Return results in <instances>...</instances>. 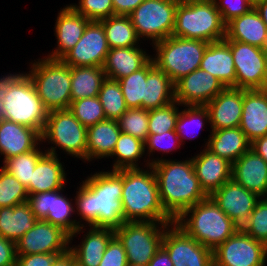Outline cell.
Returning a JSON list of instances; mask_svg holds the SVG:
<instances>
[{
    "label": "cell",
    "mask_w": 267,
    "mask_h": 266,
    "mask_svg": "<svg viewBox=\"0 0 267 266\" xmlns=\"http://www.w3.org/2000/svg\"><path fill=\"white\" fill-rule=\"evenodd\" d=\"M98 98L106 119L118 120L129 109L118 80L106 78L102 83Z\"/></svg>",
    "instance_id": "60d3db41"
},
{
    "label": "cell",
    "mask_w": 267,
    "mask_h": 266,
    "mask_svg": "<svg viewBox=\"0 0 267 266\" xmlns=\"http://www.w3.org/2000/svg\"><path fill=\"white\" fill-rule=\"evenodd\" d=\"M206 124L207 126L210 125V116L208 109L205 106H183L179 111L175 128V131L181 141L182 146L184 147L183 144L186 142V139L187 141L194 140L193 138L196 139V137H198L197 131H199L200 129L203 130Z\"/></svg>",
    "instance_id": "f35d334b"
},
{
    "label": "cell",
    "mask_w": 267,
    "mask_h": 266,
    "mask_svg": "<svg viewBox=\"0 0 267 266\" xmlns=\"http://www.w3.org/2000/svg\"><path fill=\"white\" fill-rule=\"evenodd\" d=\"M210 197L239 228L248 221L261 199L259 195L239 185L232 178L215 190Z\"/></svg>",
    "instance_id": "d6986e66"
},
{
    "label": "cell",
    "mask_w": 267,
    "mask_h": 266,
    "mask_svg": "<svg viewBox=\"0 0 267 266\" xmlns=\"http://www.w3.org/2000/svg\"><path fill=\"white\" fill-rule=\"evenodd\" d=\"M42 144L48 143L46 153L79 159L86 163L87 128L84 127L69 109L52 110L48 112L46 125L41 134ZM53 145V146H52ZM58 149V150H57Z\"/></svg>",
    "instance_id": "ba28073f"
},
{
    "label": "cell",
    "mask_w": 267,
    "mask_h": 266,
    "mask_svg": "<svg viewBox=\"0 0 267 266\" xmlns=\"http://www.w3.org/2000/svg\"><path fill=\"white\" fill-rule=\"evenodd\" d=\"M41 143L36 149L10 157L6 159L1 165L11 175L15 176L26 189L32 180V173L35 169L38 159L46 152L45 147ZM40 146H42L40 148ZM43 150V151H42Z\"/></svg>",
    "instance_id": "ab89813d"
},
{
    "label": "cell",
    "mask_w": 267,
    "mask_h": 266,
    "mask_svg": "<svg viewBox=\"0 0 267 266\" xmlns=\"http://www.w3.org/2000/svg\"><path fill=\"white\" fill-rule=\"evenodd\" d=\"M162 247L173 266H214L213 250L189 236L175 222L165 229Z\"/></svg>",
    "instance_id": "9a60e30c"
},
{
    "label": "cell",
    "mask_w": 267,
    "mask_h": 266,
    "mask_svg": "<svg viewBox=\"0 0 267 266\" xmlns=\"http://www.w3.org/2000/svg\"><path fill=\"white\" fill-rule=\"evenodd\" d=\"M147 266H173L169 254L161 246Z\"/></svg>",
    "instance_id": "9f6ffc18"
},
{
    "label": "cell",
    "mask_w": 267,
    "mask_h": 266,
    "mask_svg": "<svg viewBox=\"0 0 267 266\" xmlns=\"http://www.w3.org/2000/svg\"><path fill=\"white\" fill-rule=\"evenodd\" d=\"M175 223L211 250H215L239 229L210 196L189 207Z\"/></svg>",
    "instance_id": "277c9868"
},
{
    "label": "cell",
    "mask_w": 267,
    "mask_h": 266,
    "mask_svg": "<svg viewBox=\"0 0 267 266\" xmlns=\"http://www.w3.org/2000/svg\"><path fill=\"white\" fill-rule=\"evenodd\" d=\"M239 128L252 143L267 135V88L243 89V108Z\"/></svg>",
    "instance_id": "cb8c5ba5"
},
{
    "label": "cell",
    "mask_w": 267,
    "mask_h": 266,
    "mask_svg": "<svg viewBox=\"0 0 267 266\" xmlns=\"http://www.w3.org/2000/svg\"><path fill=\"white\" fill-rule=\"evenodd\" d=\"M180 106L175 100L163 107L148 110L149 134H162L175 130Z\"/></svg>",
    "instance_id": "ee69618b"
},
{
    "label": "cell",
    "mask_w": 267,
    "mask_h": 266,
    "mask_svg": "<svg viewBox=\"0 0 267 266\" xmlns=\"http://www.w3.org/2000/svg\"><path fill=\"white\" fill-rule=\"evenodd\" d=\"M64 189L31 194L27 203L37 220L59 226L71 235L79 228V224L77 218L72 216L75 215V201L67 196Z\"/></svg>",
    "instance_id": "7c38bea8"
},
{
    "label": "cell",
    "mask_w": 267,
    "mask_h": 266,
    "mask_svg": "<svg viewBox=\"0 0 267 266\" xmlns=\"http://www.w3.org/2000/svg\"><path fill=\"white\" fill-rule=\"evenodd\" d=\"M180 0H144L130 15L138 38L150 45L172 36Z\"/></svg>",
    "instance_id": "8fae6325"
},
{
    "label": "cell",
    "mask_w": 267,
    "mask_h": 266,
    "mask_svg": "<svg viewBox=\"0 0 267 266\" xmlns=\"http://www.w3.org/2000/svg\"><path fill=\"white\" fill-rule=\"evenodd\" d=\"M230 48L236 72V88L266 89L265 49L247 43L225 40Z\"/></svg>",
    "instance_id": "5bb4252c"
},
{
    "label": "cell",
    "mask_w": 267,
    "mask_h": 266,
    "mask_svg": "<svg viewBox=\"0 0 267 266\" xmlns=\"http://www.w3.org/2000/svg\"><path fill=\"white\" fill-rule=\"evenodd\" d=\"M25 186L3 167L0 168V207H14L27 202Z\"/></svg>",
    "instance_id": "7bdbcfd3"
},
{
    "label": "cell",
    "mask_w": 267,
    "mask_h": 266,
    "mask_svg": "<svg viewBox=\"0 0 267 266\" xmlns=\"http://www.w3.org/2000/svg\"><path fill=\"white\" fill-rule=\"evenodd\" d=\"M144 0H112L115 15L129 16Z\"/></svg>",
    "instance_id": "11a10c76"
},
{
    "label": "cell",
    "mask_w": 267,
    "mask_h": 266,
    "mask_svg": "<svg viewBox=\"0 0 267 266\" xmlns=\"http://www.w3.org/2000/svg\"><path fill=\"white\" fill-rule=\"evenodd\" d=\"M146 82V100H143V109H156L175 101L174 83L156 65L148 72Z\"/></svg>",
    "instance_id": "e575fe53"
},
{
    "label": "cell",
    "mask_w": 267,
    "mask_h": 266,
    "mask_svg": "<svg viewBox=\"0 0 267 266\" xmlns=\"http://www.w3.org/2000/svg\"><path fill=\"white\" fill-rule=\"evenodd\" d=\"M105 79L106 74L102 67H71V100L98 96Z\"/></svg>",
    "instance_id": "d590c367"
},
{
    "label": "cell",
    "mask_w": 267,
    "mask_h": 266,
    "mask_svg": "<svg viewBox=\"0 0 267 266\" xmlns=\"http://www.w3.org/2000/svg\"><path fill=\"white\" fill-rule=\"evenodd\" d=\"M121 202L125 222H175L161 204L152 166L123 169Z\"/></svg>",
    "instance_id": "3957f363"
},
{
    "label": "cell",
    "mask_w": 267,
    "mask_h": 266,
    "mask_svg": "<svg viewBox=\"0 0 267 266\" xmlns=\"http://www.w3.org/2000/svg\"><path fill=\"white\" fill-rule=\"evenodd\" d=\"M109 50L103 25L90 21L78 43L61 60L70 67H102Z\"/></svg>",
    "instance_id": "2e32d148"
},
{
    "label": "cell",
    "mask_w": 267,
    "mask_h": 266,
    "mask_svg": "<svg viewBox=\"0 0 267 266\" xmlns=\"http://www.w3.org/2000/svg\"><path fill=\"white\" fill-rule=\"evenodd\" d=\"M210 116V129L239 127L243 108V89L226 87L205 105Z\"/></svg>",
    "instance_id": "7402d4cb"
},
{
    "label": "cell",
    "mask_w": 267,
    "mask_h": 266,
    "mask_svg": "<svg viewBox=\"0 0 267 266\" xmlns=\"http://www.w3.org/2000/svg\"><path fill=\"white\" fill-rule=\"evenodd\" d=\"M231 178L260 197L267 196V163L252 148L232 164Z\"/></svg>",
    "instance_id": "d4e9b609"
},
{
    "label": "cell",
    "mask_w": 267,
    "mask_h": 266,
    "mask_svg": "<svg viewBox=\"0 0 267 266\" xmlns=\"http://www.w3.org/2000/svg\"><path fill=\"white\" fill-rule=\"evenodd\" d=\"M147 51L142 45L110 49L102 66L106 78L120 80L138 71L151 59Z\"/></svg>",
    "instance_id": "83f0119b"
},
{
    "label": "cell",
    "mask_w": 267,
    "mask_h": 266,
    "mask_svg": "<svg viewBox=\"0 0 267 266\" xmlns=\"http://www.w3.org/2000/svg\"><path fill=\"white\" fill-rule=\"evenodd\" d=\"M126 252L119 239L114 236L103 254L99 266H127Z\"/></svg>",
    "instance_id": "f907efd6"
},
{
    "label": "cell",
    "mask_w": 267,
    "mask_h": 266,
    "mask_svg": "<svg viewBox=\"0 0 267 266\" xmlns=\"http://www.w3.org/2000/svg\"><path fill=\"white\" fill-rule=\"evenodd\" d=\"M200 68L219 79L225 87L236 88V72L231 48L225 40L210 42Z\"/></svg>",
    "instance_id": "f1b7e54d"
},
{
    "label": "cell",
    "mask_w": 267,
    "mask_h": 266,
    "mask_svg": "<svg viewBox=\"0 0 267 266\" xmlns=\"http://www.w3.org/2000/svg\"><path fill=\"white\" fill-rule=\"evenodd\" d=\"M69 5L90 21H100L115 15L112 0H78V3Z\"/></svg>",
    "instance_id": "c3c4849f"
},
{
    "label": "cell",
    "mask_w": 267,
    "mask_h": 266,
    "mask_svg": "<svg viewBox=\"0 0 267 266\" xmlns=\"http://www.w3.org/2000/svg\"><path fill=\"white\" fill-rule=\"evenodd\" d=\"M85 230V231H84ZM82 235L79 244H72L77 235ZM114 229L103 227H80L69 238V251L74 255L77 266H99Z\"/></svg>",
    "instance_id": "ffe728a7"
},
{
    "label": "cell",
    "mask_w": 267,
    "mask_h": 266,
    "mask_svg": "<svg viewBox=\"0 0 267 266\" xmlns=\"http://www.w3.org/2000/svg\"><path fill=\"white\" fill-rule=\"evenodd\" d=\"M89 175L81 180L74 195L75 216L79 217V228L120 227L125 222L121 202L123 169H102Z\"/></svg>",
    "instance_id": "6da1fadb"
},
{
    "label": "cell",
    "mask_w": 267,
    "mask_h": 266,
    "mask_svg": "<svg viewBox=\"0 0 267 266\" xmlns=\"http://www.w3.org/2000/svg\"><path fill=\"white\" fill-rule=\"evenodd\" d=\"M16 243L0 236V266H16Z\"/></svg>",
    "instance_id": "f5cc1de1"
},
{
    "label": "cell",
    "mask_w": 267,
    "mask_h": 266,
    "mask_svg": "<svg viewBox=\"0 0 267 266\" xmlns=\"http://www.w3.org/2000/svg\"><path fill=\"white\" fill-rule=\"evenodd\" d=\"M99 22L103 25L110 49L141 45L142 41L138 38L129 16L114 15Z\"/></svg>",
    "instance_id": "8d00e7d4"
},
{
    "label": "cell",
    "mask_w": 267,
    "mask_h": 266,
    "mask_svg": "<svg viewBox=\"0 0 267 266\" xmlns=\"http://www.w3.org/2000/svg\"><path fill=\"white\" fill-rule=\"evenodd\" d=\"M173 159L169 157L157 162L152 168L157 178L161 204L175 221L208 195L200 186L191 157L186 160Z\"/></svg>",
    "instance_id": "7a4b0ae2"
},
{
    "label": "cell",
    "mask_w": 267,
    "mask_h": 266,
    "mask_svg": "<svg viewBox=\"0 0 267 266\" xmlns=\"http://www.w3.org/2000/svg\"><path fill=\"white\" fill-rule=\"evenodd\" d=\"M70 235L61 227L37 220L32 229L16 241L17 255L66 253Z\"/></svg>",
    "instance_id": "e0dca14e"
},
{
    "label": "cell",
    "mask_w": 267,
    "mask_h": 266,
    "mask_svg": "<svg viewBox=\"0 0 267 266\" xmlns=\"http://www.w3.org/2000/svg\"><path fill=\"white\" fill-rule=\"evenodd\" d=\"M121 132L146 141L149 135L148 110L143 108L128 109L117 120Z\"/></svg>",
    "instance_id": "bcb514c9"
},
{
    "label": "cell",
    "mask_w": 267,
    "mask_h": 266,
    "mask_svg": "<svg viewBox=\"0 0 267 266\" xmlns=\"http://www.w3.org/2000/svg\"><path fill=\"white\" fill-rule=\"evenodd\" d=\"M171 223L124 222L114 229L126 252L127 262L147 266L162 246L165 229Z\"/></svg>",
    "instance_id": "30bf717a"
},
{
    "label": "cell",
    "mask_w": 267,
    "mask_h": 266,
    "mask_svg": "<svg viewBox=\"0 0 267 266\" xmlns=\"http://www.w3.org/2000/svg\"><path fill=\"white\" fill-rule=\"evenodd\" d=\"M64 164L61 155L59 157L45 152L38 159L32 173V180L27 188L28 195L65 188L68 173Z\"/></svg>",
    "instance_id": "4316f807"
},
{
    "label": "cell",
    "mask_w": 267,
    "mask_h": 266,
    "mask_svg": "<svg viewBox=\"0 0 267 266\" xmlns=\"http://www.w3.org/2000/svg\"><path fill=\"white\" fill-rule=\"evenodd\" d=\"M265 58H266V74H267V48L265 49Z\"/></svg>",
    "instance_id": "94428289"
},
{
    "label": "cell",
    "mask_w": 267,
    "mask_h": 266,
    "mask_svg": "<svg viewBox=\"0 0 267 266\" xmlns=\"http://www.w3.org/2000/svg\"><path fill=\"white\" fill-rule=\"evenodd\" d=\"M222 21L227 24L233 18L248 13L254 4L250 0H214Z\"/></svg>",
    "instance_id": "681fc988"
},
{
    "label": "cell",
    "mask_w": 267,
    "mask_h": 266,
    "mask_svg": "<svg viewBox=\"0 0 267 266\" xmlns=\"http://www.w3.org/2000/svg\"><path fill=\"white\" fill-rule=\"evenodd\" d=\"M224 40L239 41L266 49L267 28L258 11L252 8L248 13L228 22Z\"/></svg>",
    "instance_id": "4dcf8cb0"
},
{
    "label": "cell",
    "mask_w": 267,
    "mask_h": 266,
    "mask_svg": "<svg viewBox=\"0 0 267 266\" xmlns=\"http://www.w3.org/2000/svg\"><path fill=\"white\" fill-rule=\"evenodd\" d=\"M54 25L56 44L47 58L61 60L80 40L90 20L78 14L69 4L60 8Z\"/></svg>",
    "instance_id": "44dd1931"
},
{
    "label": "cell",
    "mask_w": 267,
    "mask_h": 266,
    "mask_svg": "<svg viewBox=\"0 0 267 266\" xmlns=\"http://www.w3.org/2000/svg\"><path fill=\"white\" fill-rule=\"evenodd\" d=\"M63 253L17 255L16 266H52L55 259Z\"/></svg>",
    "instance_id": "816d5d0a"
},
{
    "label": "cell",
    "mask_w": 267,
    "mask_h": 266,
    "mask_svg": "<svg viewBox=\"0 0 267 266\" xmlns=\"http://www.w3.org/2000/svg\"><path fill=\"white\" fill-rule=\"evenodd\" d=\"M246 234L267 246V198L261 197L241 228Z\"/></svg>",
    "instance_id": "7dc6e473"
},
{
    "label": "cell",
    "mask_w": 267,
    "mask_h": 266,
    "mask_svg": "<svg viewBox=\"0 0 267 266\" xmlns=\"http://www.w3.org/2000/svg\"><path fill=\"white\" fill-rule=\"evenodd\" d=\"M120 134L117 120L106 119L88 127L86 162L109 159Z\"/></svg>",
    "instance_id": "1f68e13d"
},
{
    "label": "cell",
    "mask_w": 267,
    "mask_h": 266,
    "mask_svg": "<svg viewBox=\"0 0 267 266\" xmlns=\"http://www.w3.org/2000/svg\"><path fill=\"white\" fill-rule=\"evenodd\" d=\"M20 71L16 73H11V71L7 74L0 76V123L3 122L5 117V109L3 107V99L6 96V92L9 89L12 82L20 75Z\"/></svg>",
    "instance_id": "db71d44e"
},
{
    "label": "cell",
    "mask_w": 267,
    "mask_h": 266,
    "mask_svg": "<svg viewBox=\"0 0 267 266\" xmlns=\"http://www.w3.org/2000/svg\"><path fill=\"white\" fill-rule=\"evenodd\" d=\"M41 143V133L38 130L6 119L0 123L2 163L10 157L36 149Z\"/></svg>",
    "instance_id": "484cf974"
},
{
    "label": "cell",
    "mask_w": 267,
    "mask_h": 266,
    "mask_svg": "<svg viewBox=\"0 0 267 266\" xmlns=\"http://www.w3.org/2000/svg\"><path fill=\"white\" fill-rule=\"evenodd\" d=\"M175 100L182 106H205L226 87L209 72L198 68L174 84Z\"/></svg>",
    "instance_id": "ac0fdd59"
},
{
    "label": "cell",
    "mask_w": 267,
    "mask_h": 266,
    "mask_svg": "<svg viewBox=\"0 0 267 266\" xmlns=\"http://www.w3.org/2000/svg\"><path fill=\"white\" fill-rule=\"evenodd\" d=\"M143 156H146L144 141L121 132L113 153L109 157L114 159L110 166L111 170L145 168L150 166L148 160H146V158L144 159ZM141 159L142 161L144 160L143 163Z\"/></svg>",
    "instance_id": "836d02e7"
},
{
    "label": "cell",
    "mask_w": 267,
    "mask_h": 266,
    "mask_svg": "<svg viewBox=\"0 0 267 266\" xmlns=\"http://www.w3.org/2000/svg\"><path fill=\"white\" fill-rule=\"evenodd\" d=\"M36 221L27 202L14 207H0V236L16 242L33 228Z\"/></svg>",
    "instance_id": "d6a6232c"
},
{
    "label": "cell",
    "mask_w": 267,
    "mask_h": 266,
    "mask_svg": "<svg viewBox=\"0 0 267 266\" xmlns=\"http://www.w3.org/2000/svg\"><path fill=\"white\" fill-rule=\"evenodd\" d=\"M251 148L260 155L267 163V135L256 138L251 143Z\"/></svg>",
    "instance_id": "6f0895ef"
},
{
    "label": "cell",
    "mask_w": 267,
    "mask_h": 266,
    "mask_svg": "<svg viewBox=\"0 0 267 266\" xmlns=\"http://www.w3.org/2000/svg\"><path fill=\"white\" fill-rule=\"evenodd\" d=\"M199 151L191 159L201 188L210 196L231 179L232 164L207 148Z\"/></svg>",
    "instance_id": "603a6c76"
},
{
    "label": "cell",
    "mask_w": 267,
    "mask_h": 266,
    "mask_svg": "<svg viewBox=\"0 0 267 266\" xmlns=\"http://www.w3.org/2000/svg\"><path fill=\"white\" fill-rule=\"evenodd\" d=\"M127 266H142V265H135V264L127 263Z\"/></svg>",
    "instance_id": "be15d7a7"
},
{
    "label": "cell",
    "mask_w": 267,
    "mask_h": 266,
    "mask_svg": "<svg viewBox=\"0 0 267 266\" xmlns=\"http://www.w3.org/2000/svg\"><path fill=\"white\" fill-rule=\"evenodd\" d=\"M254 5L259 2V1H262V0H250Z\"/></svg>",
    "instance_id": "6125c7cd"
},
{
    "label": "cell",
    "mask_w": 267,
    "mask_h": 266,
    "mask_svg": "<svg viewBox=\"0 0 267 266\" xmlns=\"http://www.w3.org/2000/svg\"><path fill=\"white\" fill-rule=\"evenodd\" d=\"M145 154L150 166L157 162L165 160L166 154H172L174 151L181 149L182 144L175 130L166 131L162 134H149L147 140L144 142ZM162 153V157H154V154ZM161 152V153H160ZM172 152V153H171ZM165 154V155H164ZM153 157V158H152Z\"/></svg>",
    "instance_id": "b9f144b4"
},
{
    "label": "cell",
    "mask_w": 267,
    "mask_h": 266,
    "mask_svg": "<svg viewBox=\"0 0 267 266\" xmlns=\"http://www.w3.org/2000/svg\"><path fill=\"white\" fill-rule=\"evenodd\" d=\"M3 103L6 120L28 126L42 134L49 111L44 107L26 71L12 82Z\"/></svg>",
    "instance_id": "9c48e42d"
},
{
    "label": "cell",
    "mask_w": 267,
    "mask_h": 266,
    "mask_svg": "<svg viewBox=\"0 0 267 266\" xmlns=\"http://www.w3.org/2000/svg\"><path fill=\"white\" fill-rule=\"evenodd\" d=\"M172 36L217 42L226 37V24L222 21L214 0H180L175 11Z\"/></svg>",
    "instance_id": "5b68a950"
},
{
    "label": "cell",
    "mask_w": 267,
    "mask_h": 266,
    "mask_svg": "<svg viewBox=\"0 0 267 266\" xmlns=\"http://www.w3.org/2000/svg\"><path fill=\"white\" fill-rule=\"evenodd\" d=\"M214 266H266L267 246L239 228L213 250Z\"/></svg>",
    "instance_id": "4fadbf2b"
},
{
    "label": "cell",
    "mask_w": 267,
    "mask_h": 266,
    "mask_svg": "<svg viewBox=\"0 0 267 266\" xmlns=\"http://www.w3.org/2000/svg\"><path fill=\"white\" fill-rule=\"evenodd\" d=\"M26 73L48 111L69 109L71 105V67L62 60L42 57L29 63Z\"/></svg>",
    "instance_id": "8992f818"
},
{
    "label": "cell",
    "mask_w": 267,
    "mask_h": 266,
    "mask_svg": "<svg viewBox=\"0 0 267 266\" xmlns=\"http://www.w3.org/2000/svg\"><path fill=\"white\" fill-rule=\"evenodd\" d=\"M254 8L258 11L260 14L262 20L264 21L266 28H267V0H262L257 2L254 5Z\"/></svg>",
    "instance_id": "91938a15"
},
{
    "label": "cell",
    "mask_w": 267,
    "mask_h": 266,
    "mask_svg": "<svg viewBox=\"0 0 267 266\" xmlns=\"http://www.w3.org/2000/svg\"><path fill=\"white\" fill-rule=\"evenodd\" d=\"M52 266H77L74 255L68 250L66 253L59 255Z\"/></svg>",
    "instance_id": "680465c9"
},
{
    "label": "cell",
    "mask_w": 267,
    "mask_h": 266,
    "mask_svg": "<svg viewBox=\"0 0 267 266\" xmlns=\"http://www.w3.org/2000/svg\"><path fill=\"white\" fill-rule=\"evenodd\" d=\"M208 42L170 36L155 43V65L170 77L175 84L182 77L200 68Z\"/></svg>",
    "instance_id": "52a82bcc"
},
{
    "label": "cell",
    "mask_w": 267,
    "mask_h": 266,
    "mask_svg": "<svg viewBox=\"0 0 267 266\" xmlns=\"http://www.w3.org/2000/svg\"><path fill=\"white\" fill-rule=\"evenodd\" d=\"M69 110L86 128L106 120L103 106L98 96L72 101Z\"/></svg>",
    "instance_id": "f6af8a7d"
},
{
    "label": "cell",
    "mask_w": 267,
    "mask_h": 266,
    "mask_svg": "<svg viewBox=\"0 0 267 266\" xmlns=\"http://www.w3.org/2000/svg\"><path fill=\"white\" fill-rule=\"evenodd\" d=\"M154 66L155 63L151 58L141 69L118 80L129 109L143 108V100H146L147 74Z\"/></svg>",
    "instance_id": "74e56055"
},
{
    "label": "cell",
    "mask_w": 267,
    "mask_h": 266,
    "mask_svg": "<svg viewBox=\"0 0 267 266\" xmlns=\"http://www.w3.org/2000/svg\"><path fill=\"white\" fill-rule=\"evenodd\" d=\"M209 133L208 138L203 139L204 146L202 145V147L226 159L231 164L251 148V142L239 127L210 130Z\"/></svg>",
    "instance_id": "f546056e"
}]
</instances>
